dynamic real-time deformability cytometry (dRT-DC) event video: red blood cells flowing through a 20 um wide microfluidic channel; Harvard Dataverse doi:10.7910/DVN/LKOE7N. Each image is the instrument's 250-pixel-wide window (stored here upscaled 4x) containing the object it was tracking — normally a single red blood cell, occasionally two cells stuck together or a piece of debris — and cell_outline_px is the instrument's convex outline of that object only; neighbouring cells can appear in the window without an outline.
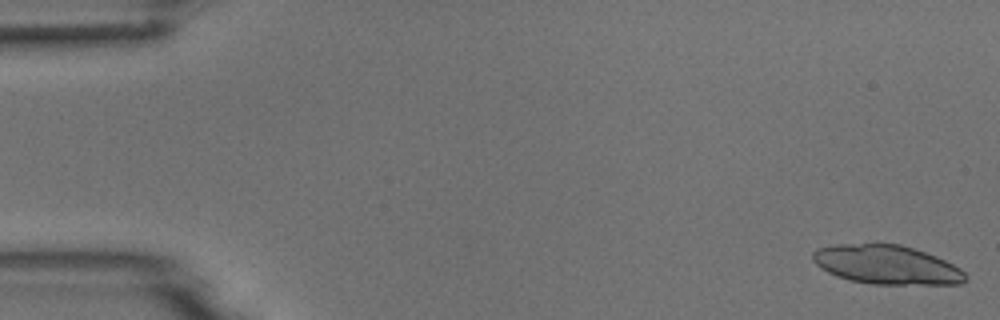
{"species": "common noctule bat (a hibernating species)", "species_latin": "Nyctalus noctula", "temperature_condition": "room temperature", "stored_images_in_passage": 4, "camera_frame_rate_fps": 3000, "um_per_image_px": 0.085, "animal": {"sex": "male", "body_mass_g": 18.8}, "frame": {"image": 1, "passage_image": 1, "time_ms": 0.0, "image_size_px": [1000, 320], "cell_outline_px": [[968, 276], [960, 284], [872, 284], [852, 280], [836, 276], [820, 268], [812, 260], [812, 252], [816, 248], [836, 244], [900, 244], [936, 256], [960, 268]], "centroid_in_image_um": [75.33, 22.5], "position_along_channel_um": 9.7, "area_um2": 34.56}}